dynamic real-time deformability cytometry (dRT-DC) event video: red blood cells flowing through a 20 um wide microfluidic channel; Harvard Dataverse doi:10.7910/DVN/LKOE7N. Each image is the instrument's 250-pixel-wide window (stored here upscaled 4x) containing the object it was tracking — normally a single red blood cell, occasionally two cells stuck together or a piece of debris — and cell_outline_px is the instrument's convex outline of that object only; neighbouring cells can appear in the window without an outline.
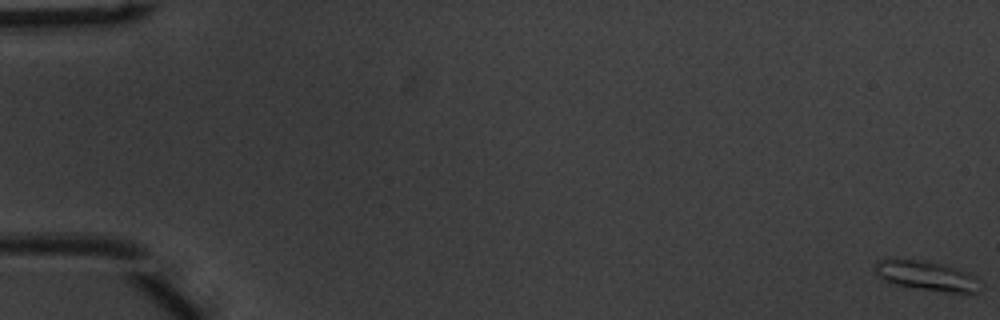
{"species": "common noctule bat (a hibernating species)", "species_latin": "Nyctalus noctula", "temperature_condition": "warm", "stored_images_in_passage": 18, "segment_of_instrument_passage": [1, 2], "camera_frame_rate_fps": 3000, "um_per_image_px": 0.085, "animal": {"sex": "male", "body_mass_g": 20.1, "forearm_length_mm": 53.5}, "frame": {"image": 1, "passage_image": 1, "time_ms": 0.0, "image_size_px": [1000, 320], "cell_outline_px": [[984, 288], [980, 292], [948, 292], [920, 288], [896, 284], [880, 280], [876, 272], [876, 264], [880, 260], [916, 260], [940, 264], [976, 276], [984, 284]], "centroid_in_image_um": [78.84, 23.48], "position_along_channel_um": 6.2, "area_um2": 17.69}}
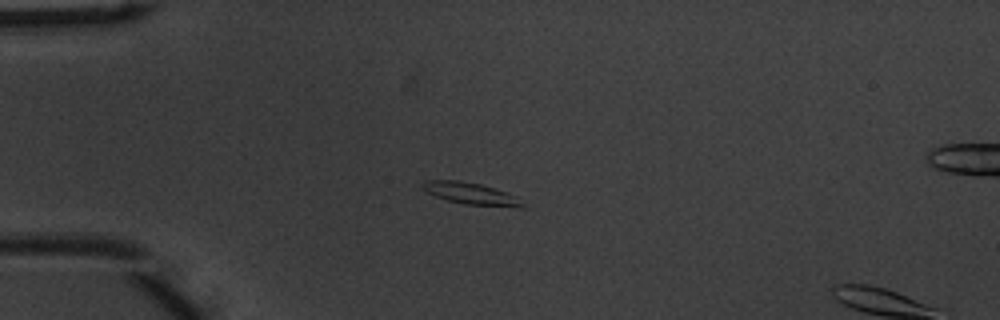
{"frame": {"image": 2, "passage_image": 15, "time_ms": 4.667, "image_size_px": [1000, 320], "cell_outline_px": [[524, 208], [520, 208], [464, 204], [448, 200], [436, 196], [428, 192], [424, 188], [424, 180], [460, 180], [480, 184], [508, 192], [516, 196], [524, 204]], "centroid_in_image_um": [40.11, 16.46], "position_along_channel_um": 44.9, "area_um2": 12.66}}